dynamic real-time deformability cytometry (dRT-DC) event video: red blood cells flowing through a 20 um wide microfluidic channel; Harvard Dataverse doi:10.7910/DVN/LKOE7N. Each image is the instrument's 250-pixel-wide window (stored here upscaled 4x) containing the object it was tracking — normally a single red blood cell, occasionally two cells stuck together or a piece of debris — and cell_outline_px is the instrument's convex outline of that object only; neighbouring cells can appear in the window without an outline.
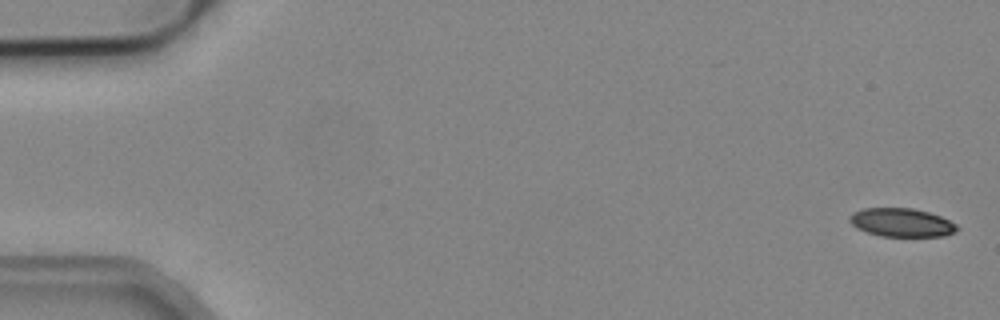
{"species": "common noctule bat (a hibernating species)", "species_latin": "Nyctalus noctula", "temperature_condition": "cold", "stored_images_in_passage": 4, "camera_frame_rate_fps": 3000, "um_per_image_px": 0.085, "animal": {"sex": "male", "body_mass_g": 19.2, "forearm_length_mm": 51.8}, "frame": {"image": 1, "passage_image": 1, "time_ms": 0.0, "image_size_px": [1000, 320], "cell_outline_px": [[960, 228], [956, 232], [944, 236], [880, 236], [856, 228], [848, 220], [848, 216], [852, 212], [864, 208], [912, 208], [928, 212], [940, 216], [956, 224]], "centroid_in_image_um": [76.62, 18.91], "position_along_channel_um": 8.4, "area_um2": 17.92}}
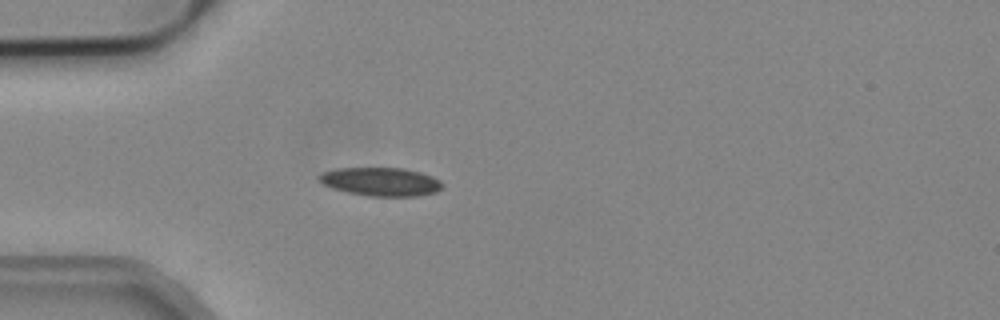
{"frame": {"image": 2, "passage_image": 4, "time_ms": 1.0, "image_size_px": [1000, 320], "cell_outline_px": [[444, 188], [436, 192], [420, 196], [368, 196], [348, 192], [332, 188], [324, 184], [316, 176], [324, 172], [336, 168], [404, 168], [420, 172], [432, 176], [440, 180], [444, 184]], "centroid_in_image_um": [32.42, 15.45], "position_along_channel_um": 52.6, "area_um2": 20.58}}